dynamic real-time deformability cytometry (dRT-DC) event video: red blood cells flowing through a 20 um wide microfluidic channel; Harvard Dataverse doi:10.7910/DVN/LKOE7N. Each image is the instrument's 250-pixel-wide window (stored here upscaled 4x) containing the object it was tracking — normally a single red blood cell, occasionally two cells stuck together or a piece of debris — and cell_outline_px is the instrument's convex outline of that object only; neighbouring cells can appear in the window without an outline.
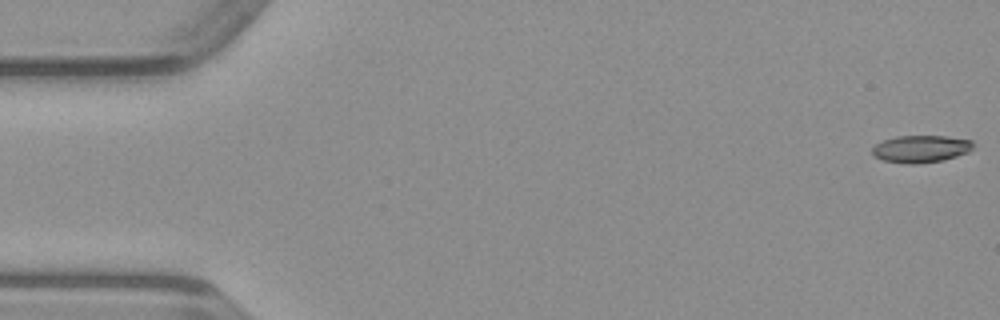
{"species": "common noctule bat (a hibernating species)", "species_latin": "Nyctalus noctula", "temperature_condition": "warm", "stored_images_in_passage": 50, "camera_frame_rate_fps": 3000, "um_per_image_px": 0.085, "animal": {"sex": "male", "body_mass_g": 23.1, "forearm_length_mm": 52.7}, "frame": {"image": 1, "passage_image": 1, "time_ms": 0.0, "image_size_px": [1000, 320], "cell_outline_px": [[976, 144], [968, 152], [944, 160], [916, 164], [908, 164], [884, 160], [872, 156], [872, 148], [876, 144], [884, 140], [896, 136], [948, 136], [972, 140]], "centroid_in_image_um": [78.29, 12.65], "position_along_channel_um": 6.7, "area_um2": 16.13}}
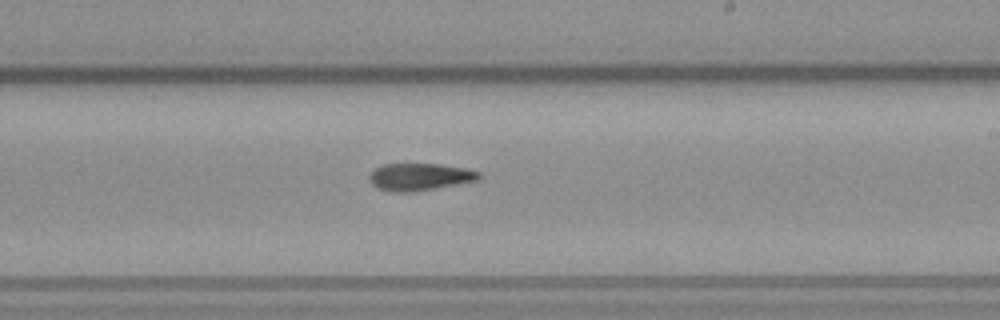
{"frame": {"image": 2, "passage_image": 29, "time_ms": 9.333, "image_size_px": [1000, 320], "cell_outline_px": [[480, 176], [476, 180], [456, 184], [408, 192], [396, 192], [376, 188], [368, 180], [368, 176], [372, 168], [384, 164], [440, 164], [464, 168], [480, 172]], "centroid_in_image_um": [35.58, 15.02], "position_along_channel_um": 253.4, "area_um2": 17.22}}
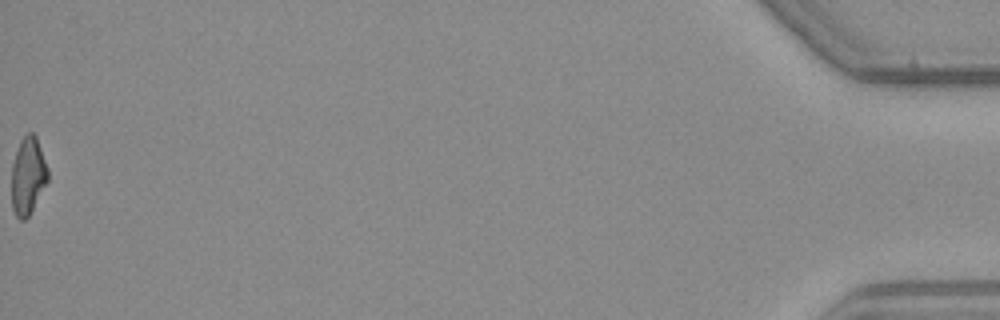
{"frame": {"image": 3, "passage_image": 50, "time_ms": 16.333, "image_size_px": [1000, 320], "cell_outline_px": [[48, 180], [28, 216], [24, 220], [20, 220], [16, 216], [12, 208], [12, 164], [20, 140], [28, 132], [32, 132], [36, 136], [48, 168]], "centroid_in_image_um": [2.37, 14.93], "position_along_channel_um": 432.8, "area_um2": 16.18}}